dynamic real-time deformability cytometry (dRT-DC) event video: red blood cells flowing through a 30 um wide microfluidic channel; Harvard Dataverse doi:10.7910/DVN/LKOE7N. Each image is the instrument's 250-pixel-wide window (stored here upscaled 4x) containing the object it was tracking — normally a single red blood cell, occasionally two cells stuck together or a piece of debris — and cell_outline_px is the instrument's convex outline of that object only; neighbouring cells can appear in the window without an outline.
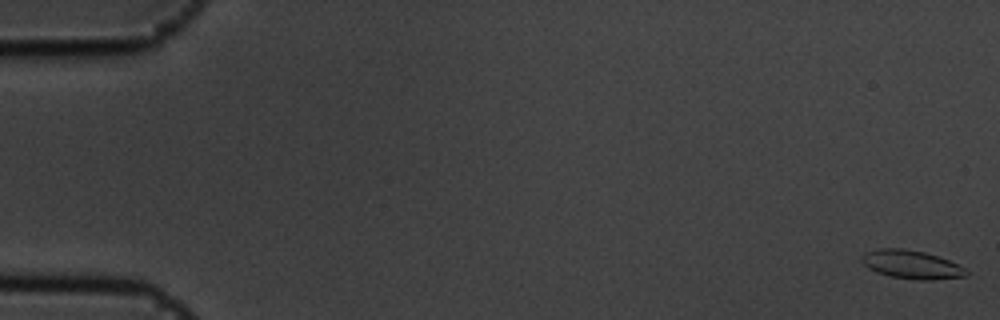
{"species": "common noctule bat (a hibernating species)", "species_latin": "Nyctalus noctula", "temperature_condition": "cold", "stored_images_in_passage": 57, "camera_frame_rate_fps": 3000, "um_per_image_px": 0.085, "animal": {"sex": "male", "body_mass_g": 19.5, "forearm_length_mm": 54.6}, "frame": {"image": 1, "passage_image": 1, "time_ms": 0.0, "image_size_px": [1000, 320], "cell_outline_px": [[968, 276], [932, 280], [916, 280], [888, 276], [876, 272], [868, 268], [860, 260], [860, 256], [864, 252], [880, 248], [904, 248], [924, 252], [948, 260], [964, 268], [968, 272]], "centroid_in_image_um": [77.43, 22.49], "position_along_channel_um": 7.6, "area_um2": 17.46}}
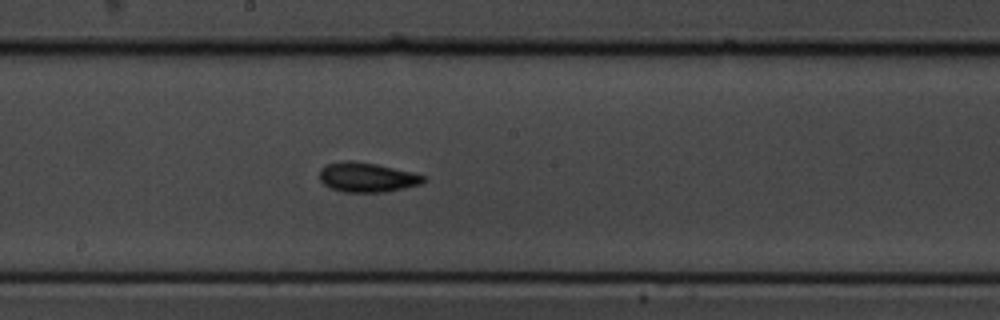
{"frame": {"image": 2, "passage_image": 31, "time_ms": 10.0, "image_size_px": [1000, 320], "cell_outline_px": [[428, 180], [420, 184], [404, 188], [384, 192], [344, 192], [332, 188], [324, 184], [320, 180], [320, 168], [328, 164], [340, 160], [352, 160], [376, 164], [412, 172], [424, 176]], "centroid_in_image_um": [31.19, 15.06], "position_along_channel_um": 217.0, "area_um2": 17.92}}
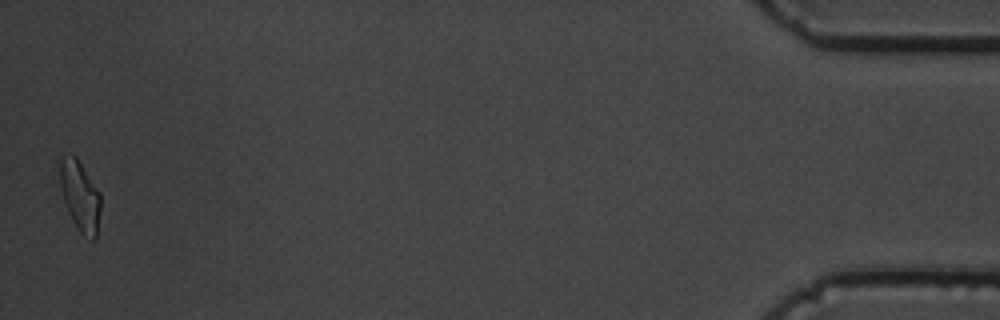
{"frame": {"image": 3, "passage_image": 56, "time_ms": 18.333, "image_size_px": [1000, 320], "cell_outline_px": [[100, 208], [96, 236], [92, 240], [84, 236], [80, 232], [72, 220], [68, 212], [64, 200], [60, 184], [60, 156], [76, 156], [100, 192]], "centroid_in_image_um": [6.8, 16.65], "position_along_channel_um": 428.4, "area_um2": 16.42}, "authors_computed_cell_mechanics": {"area_um2": 17.051, "velocity_mm_per_s": 3.5835, "shape_relaxation_time_tau1_ms": 3.0555, "shape_relaxation_time_tau2_ms": 2.7189, "deformation_change_tau1": 0.0981, "deformation_change_tau2": 0.0871}}